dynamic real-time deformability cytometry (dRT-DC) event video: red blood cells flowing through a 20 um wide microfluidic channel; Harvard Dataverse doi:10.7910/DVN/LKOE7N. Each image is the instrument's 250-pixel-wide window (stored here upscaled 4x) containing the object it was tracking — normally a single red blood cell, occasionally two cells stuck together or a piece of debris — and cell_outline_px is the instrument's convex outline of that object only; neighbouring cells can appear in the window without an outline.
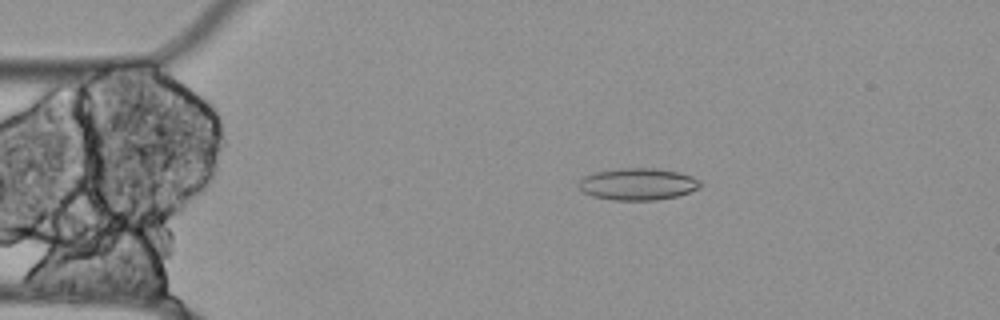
{"species": "Egyptian fruit bat (a non-hibernating species)", "species_latin": "Rousettus aegyptiacus", "temperature_condition": "cold", "stored_images_in_passage": 56, "camera_frame_rate_fps": 3000, "um_per_image_px": 0.085, "animal": {"sex": "female"}, "frame": {"image": 1, "passage_image": 11, "time_ms": 3.333, "image_size_px": [1000, 320], "cell_outline_px": [[704, 184], [700, 188], [676, 196], [656, 200], [612, 200], [592, 196], [584, 192], [576, 184], [584, 176], [596, 172], [620, 168], [660, 168], [680, 172], [692, 176], [700, 180]], "centroid_in_image_um": [54.24, 15.64], "position_along_channel_um": 30.8, "area_um2": 22.83}}
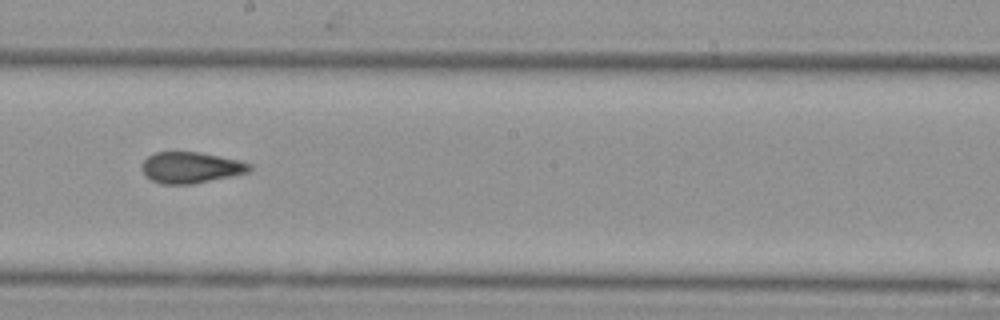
{"frame": {"image": 2, "passage_image": 31, "time_ms": 10.0, "image_size_px": [1000, 320], "cell_outline_px": [[252, 168], [248, 172], [232, 176], [192, 184], [164, 184], [152, 180], [144, 176], [140, 168], [140, 164], [148, 156], [156, 152], [200, 152], [240, 160], [252, 164]], "centroid_in_image_um": [16.2, 14.24], "position_along_channel_um": 232.0, "area_um2": 19.71}}
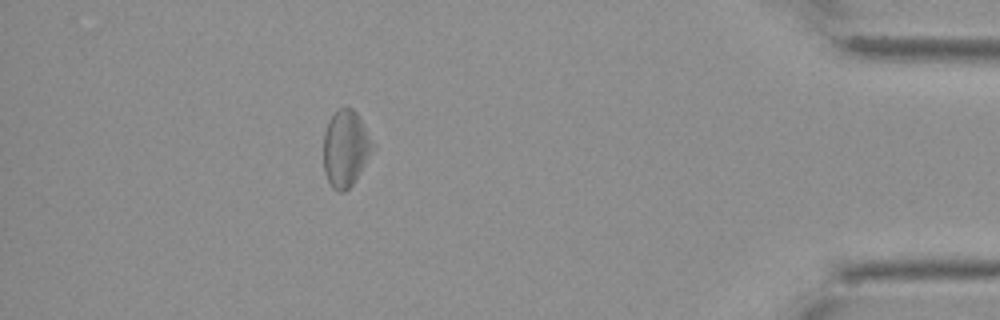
{"frame": {"image": 3, "passage_image": 50, "time_ms": 16.333, "image_size_px": [1000, 320], "cell_outline_px": [[376, 148], [352, 184], [344, 192], [336, 192], [332, 188], [324, 172], [324, 132], [328, 120], [336, 108], [352, 108], [356, 112]], "centroid_in_image_um": [29.37, 12.62], "position_along_channel_um": 405.8, "area_um2": 21.96}, "authors_computed_cell_mechanics": {"area_um2": 21.6172, "velocity_mm_per_s": 3.5054, "shape_relaxation_time_tau1_ms": null, "shape_relaxation_time_tau2_ms": 11.1594, "deformation_change_tau1": null, "deformation_change_tau2": 0.2216}}